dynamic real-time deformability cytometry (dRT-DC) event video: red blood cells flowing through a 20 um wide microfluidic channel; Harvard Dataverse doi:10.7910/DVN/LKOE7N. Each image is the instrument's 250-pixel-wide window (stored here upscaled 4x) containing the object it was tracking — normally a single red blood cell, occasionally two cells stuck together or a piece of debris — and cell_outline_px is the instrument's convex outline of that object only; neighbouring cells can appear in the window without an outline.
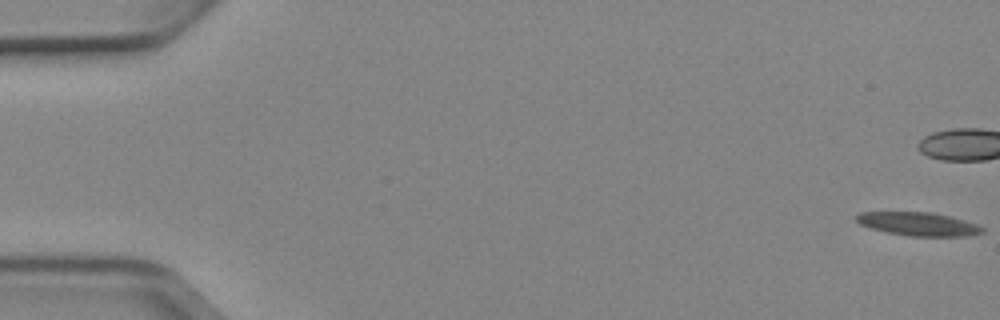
{"species": "Egyptian fruit bat (a non-hibernating species)", "species_latin": "Rousettus aegyptiacus", "temperature_condition": "cold", "stored_images_in_passage": 35, "camera_frame_rate_fps": 3000, "um_per_image_px": 0.085, "animal": {"sex": "female"}, "frame": {"image": 1, "passage_image": 1, "time_ms": 0.0, "image_size_px": [1000, 320], "cell_outline_px": [[984, 232], [968, 236], [908, 236], [888, 232], [872, 228], [860, 224], [856, 220], [856, 216], [860, 212], [932, 212], [952, 216], [976, 224], [984, 228]], "centroid_in_image_um": [78.09, 19.03], "position_along_channel_um": 6.9, "area_um2": 17.17}}